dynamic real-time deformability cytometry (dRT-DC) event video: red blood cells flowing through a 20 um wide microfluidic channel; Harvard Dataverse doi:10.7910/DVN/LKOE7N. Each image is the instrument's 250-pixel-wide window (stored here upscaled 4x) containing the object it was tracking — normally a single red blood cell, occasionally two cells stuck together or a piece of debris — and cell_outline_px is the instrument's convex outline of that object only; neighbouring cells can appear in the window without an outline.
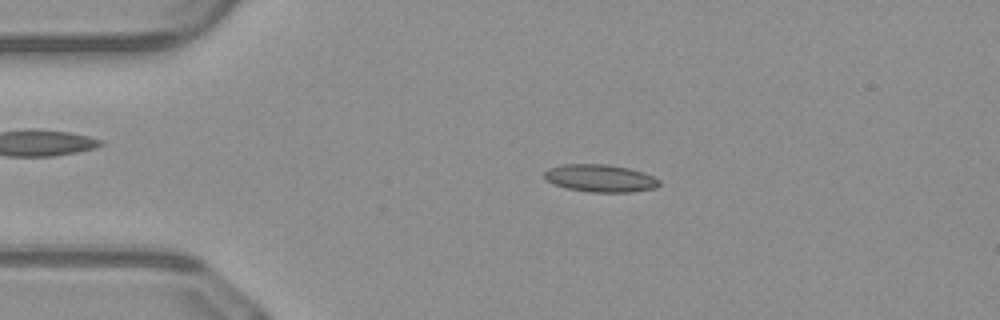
{"species": "common noctule bat (a hibernating species)", "species_latin": "Nyctalus noctula", "temperature_condition": "warm", "stored_images_in_passage": 45, "camera_frame_rate_fps": 3000, "um_per_image_px": 0.085, "animal": {"sex": "male", "body_mass_g": 23.1, "forearm_length_mm": 52.7}, "frame": {"image": 1, "passage_image": 5, "time_ms": 1.333, "image_size_px": [1000, 320], "cell_outline_px": [[660, 184], [656, 188], [632, 192], [588, 192], [568, 188], [556, 184], [548, 180], [544, 176], [544, 172], [548, 168], [560, 164], [608, 164], [628, 168], [644, 172], [660, 180]], "centroid_in_image_um": [51.05, 15.14], "position_along_channel_um": 34.0, "area_um2": 18.44}}
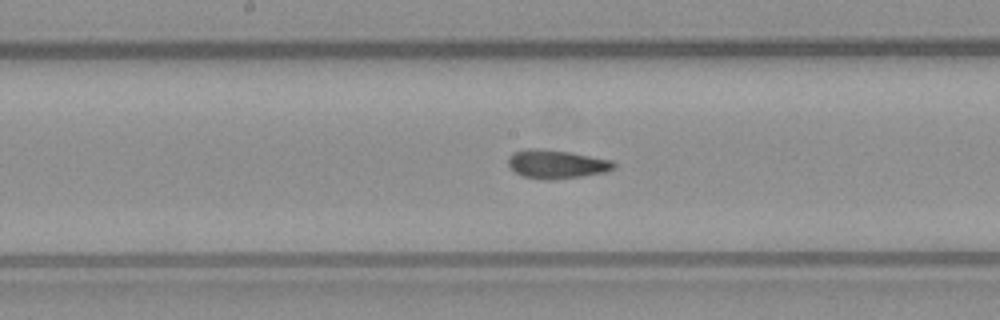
{"frame": {"image": 2, "passage_image": 20, "time_ms": 6.333, "image_size_px": [1000, 320], "cell_outline_px": [[616, 168], [604, 172], [584, 176], [552, 180], [548, 180], [520, 176], [508, 164], [508, 160], [512, 152], [528, 148], [532, 148], [568, 152], [612, 160], [616, 164]], "centroid_in_image_um": [47.31, 13.96], "position_along_channel_um": 200.9, "area_um2": 17.57}}
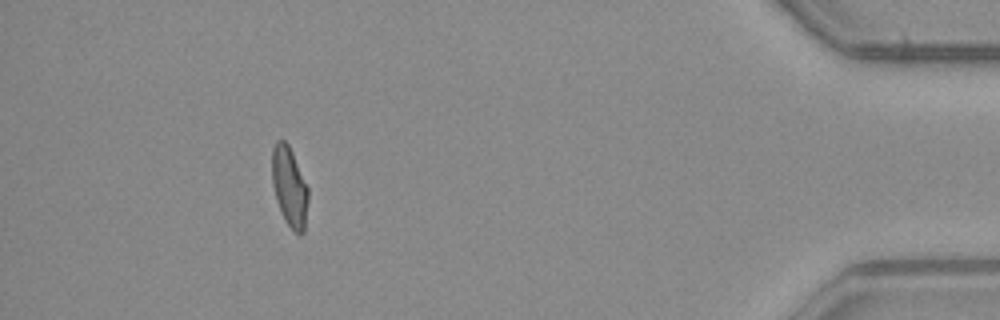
{"frame": {"image": 3, "passage_image": 40, "time_ms": 13.0, "image_size_px": [1000, 320], "cell_outline_px": [[308, 200], [304, 232], [300, 236], [284, 220], [276, 200], [272, 184], [272, 148], [276, 140], [284, 140], [288, 144], [292, 152], [308, 188]], "centroid_in_image_um": [24.59, 15.87], "position_along_channel_um": 410.6, "area_um2": 16.76}, "authors_computed_cell_mechanics": {"area_um2": 17.2244, "velocity_mm_per_s": 4.1109, "shape_relaxation_time_tau1_ms": 6.2617, "shape_relaxation_time_tau2_ms": 1.0101, "deformation_change_tau1": 0.1655, "deformation_change_tau2": 0.0754}}